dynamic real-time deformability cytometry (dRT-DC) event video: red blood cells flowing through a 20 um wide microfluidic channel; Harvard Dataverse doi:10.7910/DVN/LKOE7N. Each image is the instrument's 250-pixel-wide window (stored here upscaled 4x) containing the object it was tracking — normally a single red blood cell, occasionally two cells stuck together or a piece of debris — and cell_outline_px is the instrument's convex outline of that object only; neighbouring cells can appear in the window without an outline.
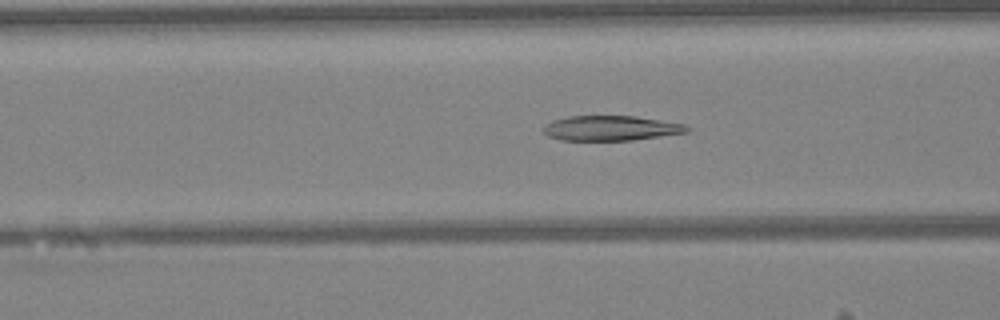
{"species": "Egyptian fruit bat (a non-hibernating species)", "species_latin": "Rousettus aegyptiacus", "temperature_condition": "warm", "stored_images_in_passage": 48, "camera_frame_rate_fps": 3000, "um_per_image_px": 0.085, "animal": {"sex": "female"}, "frame": {"image": 1, "passage_image": 19, "time_ms": 6.0, "image_size_px": [1000, 320], "cell_outline_px": [[692, 128], [688, 132], [632, 140], [560, 140], [548, 136], [544, 132], [544, 128], [552, 120], [568, 116], [636, 116], [684, 124]], "centroid_in_image_um": [51.94, 10.89], "position_along_channel_um": 114.7, "area_um2": 20.75}}
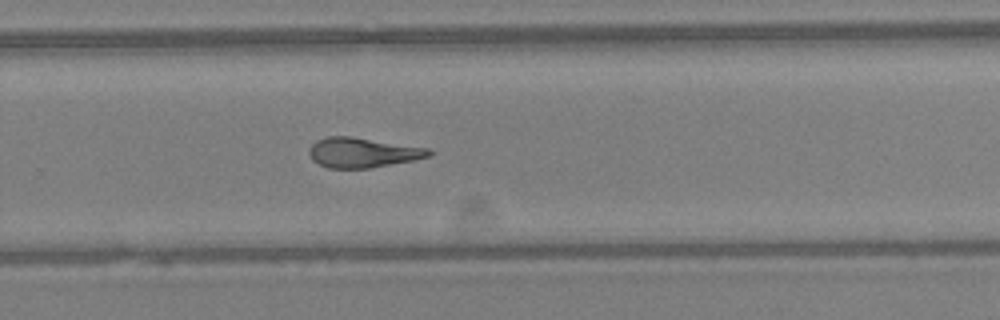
{"frame": {"image": 2, "passage_image": 32, "time_ms": 10.333, "image_size_px": [1000, 320], "cell_outline_px": [[432, 156], [412, 160], [368, 168], [328, 168], [312, 160], [308, 152], [312, 144], [316, 140], [328, 136], [352, 136], [428, 148], [432, 152]], "centroid_in_image_um": [30.8, 12.96], "position_along_channel_um": 299.0, "area_um2": 20.75}}
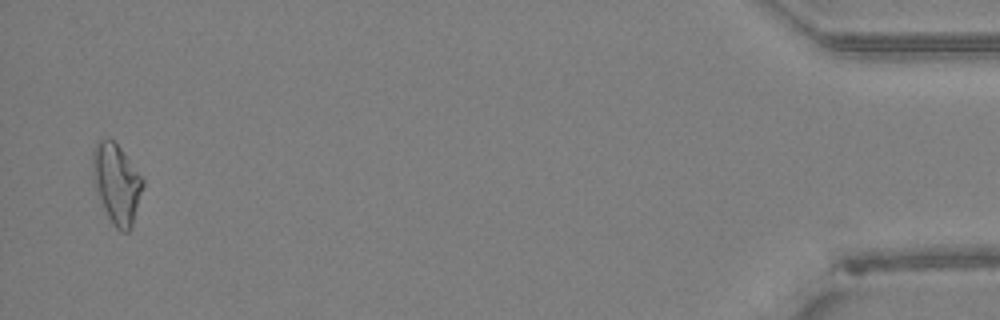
{"frame": {"image": 3, "passage_image": 47, "time_ms": 15.333, "image_size_px": [1000, 320], "cell_outline_px": [[144, 184], [132, 228], [128, 232], [124, 232], [116, 228], [112, 224], [104, 208], [96, 188], [92, 164], [92, 152], [96, 140], [104, 136], [108, 136], [120, 148], [144, 180]], "centroid_in_image_um": [9.91, 15.58], "position_along_channel_um": 425.3, "area_um2": 23.18}, "authors_computed_cell_mechanics": {"area_um2": 21.8484, "velocity_mm_per_s": 4.2631, "shape_relaxation_time_tau1_ms": null, "shape_relaxation_time_tau2_ms": 4.7677, "deformation_change_tau1": null, "deformation_change_tau2": 0.1299}}